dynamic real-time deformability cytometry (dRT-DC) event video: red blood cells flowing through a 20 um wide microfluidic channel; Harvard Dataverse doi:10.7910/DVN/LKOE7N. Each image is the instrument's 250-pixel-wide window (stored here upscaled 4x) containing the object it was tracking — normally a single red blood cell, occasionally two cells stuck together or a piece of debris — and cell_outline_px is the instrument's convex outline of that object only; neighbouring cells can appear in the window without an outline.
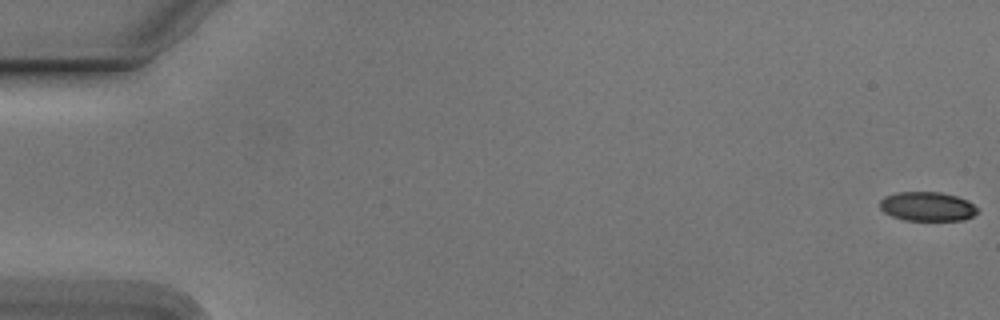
{"species": "Egyptian fruit bat (a non-hibernating species)", "species_latin": "Rousettus aegyptiacus", "temperature_condition": "cold", "stored_images_in_passage": 55, "camera_frame_rate_fps": 3000, "um_per_image_px": 0.085, "animal": {"sex": "male"}, "frame": {"image": 1, "passage_image": 1, "time_ms": 0.0, "image_size_px": [1000, 320], "cell_outline_px": [[980, 212], [964, 220], [904, 220], [892, 216], [884, 212], [880, 208], [880, 200], [884, 196], [896, 192], [940, 192], [956, 196], [968, 200], [980, 208]], "centroid_in_image_um": [78.85, 17.55], "position_along_channel_um": 6.1, "area_um2": 16.82}}
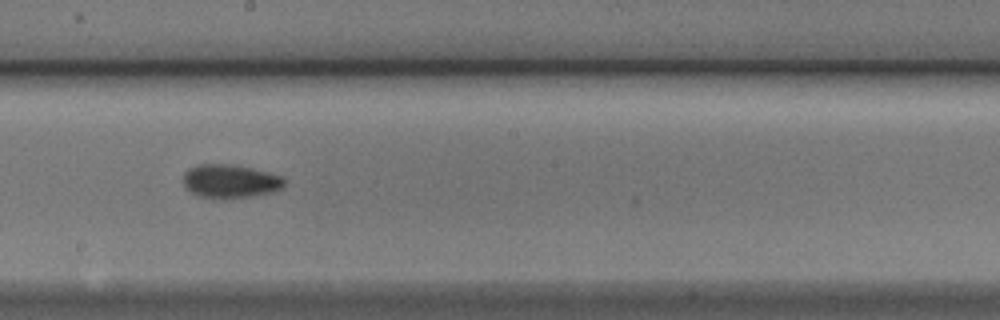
{"frame": {"image": 2, "passage_image": 31, "time_ms": 10.0, "image_size_px": [1000, 320], "cell_outline_px": [[284, 188], [276, 192], [256, 196], [224, 200], [212, 200], [188, 192], [184, 188], [184, 172], [188, 168], [200, 164], [228, 164], [252, 168], [284, 176]], "centroid_in_image_um": [19.58, 15.45], "position_along_channel_um": 228.6, "area_um2": 20.58}}
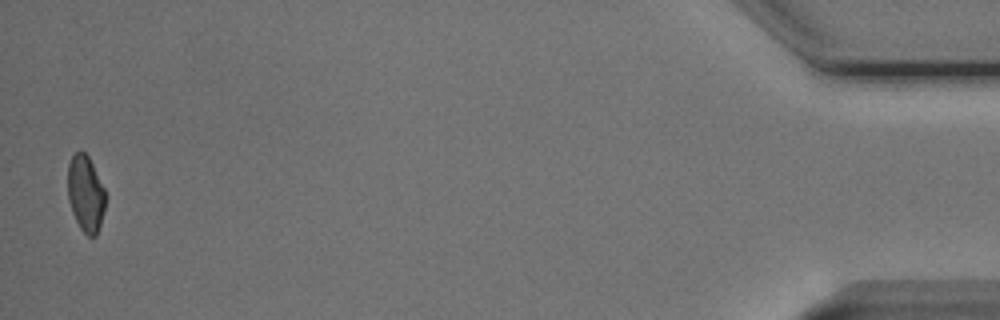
{"frame": {"image": 3, "passage_image": 54, "time_ms": 17.667, "image_size_px": [1000, 320], "cell_outline_px": [[108, 196], [100, 224], [96, 236], [88, 236], [80, 228], [72, 212], [68, 200], [68, 164], [72, 156], [80, 148], [88, 156]], "centroid_in_image_um": [7.29, 16.45], "position_along_channel_um": 427.9, "area_um2": 16.88}, "authors_computed_cell_mechanics": {"area_um2": 18.207, "velocity_mm_per_s": 3.8031, "shape_relaxation_time_tau1_ms": 4.7289, "shape_relaxation_time_tau2_ms": 3.0748, "deformation_change_tau1": 0.1209, "deformation_change_tau2": 0.0817}}